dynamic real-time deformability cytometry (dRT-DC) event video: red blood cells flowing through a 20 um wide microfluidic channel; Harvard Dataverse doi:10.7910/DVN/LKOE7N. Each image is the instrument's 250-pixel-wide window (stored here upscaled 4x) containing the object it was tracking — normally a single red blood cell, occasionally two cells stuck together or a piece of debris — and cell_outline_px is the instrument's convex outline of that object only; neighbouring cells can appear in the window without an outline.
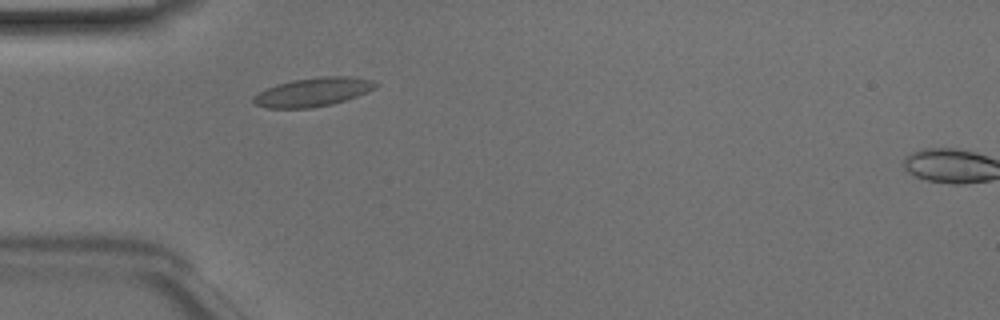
{"species": "Egyptian fruit bat (a non-hibernating species)", "species_latin": "Rousettus aegyptiacus", "temperature_condition": "room temperature", "stored_images_in_passage": 31, "camera_frame_rate_fps": 3000, "um_per_image_px": 0.085, "animal": {"sex": "male"}, "frame": {"image": 1, "passage_image": 1, "time_ms": 0.0, "image_size_px": [1000, 320], "cell_outline_px": [[380, 84], [356, 96], [332, 104], [312, 108], [268, 108], [256, 104], [252, 100], [252, 96], [276, 84], [292, 80], [324, 76], [352, 76], [372, 80]], "centroid_in_image_um": [26.58, 7.82], "position_along_channel_um": 58.4, "area_um2": 20.23}}
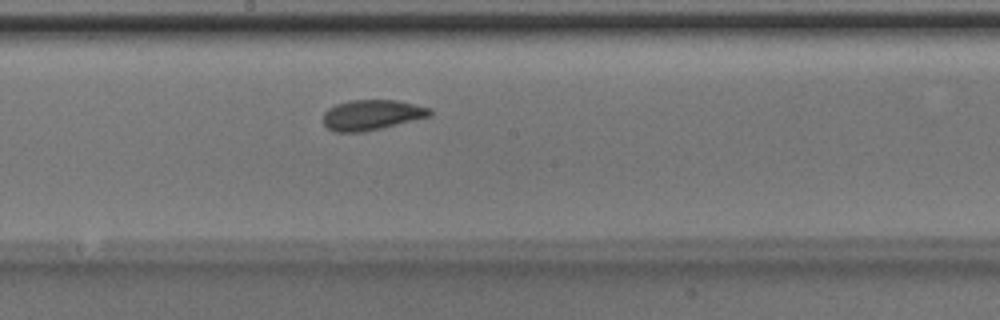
{"frame": {"image": 2, "passage_image": 13, "time_ms": 4.0, "image_size_px": [1000, 320], "cell_outline_px": [[432, 116], [364, 132], [336, 132], [328, 128], [324, 124], [324, 112], [328, 108], [336, 104], [348, 100], [396, 100], [432, 108]], "centroid_in_image_um": [31.61, 9.76], "position_along_channel_um": 216.6, "area_um2": 18.9}}
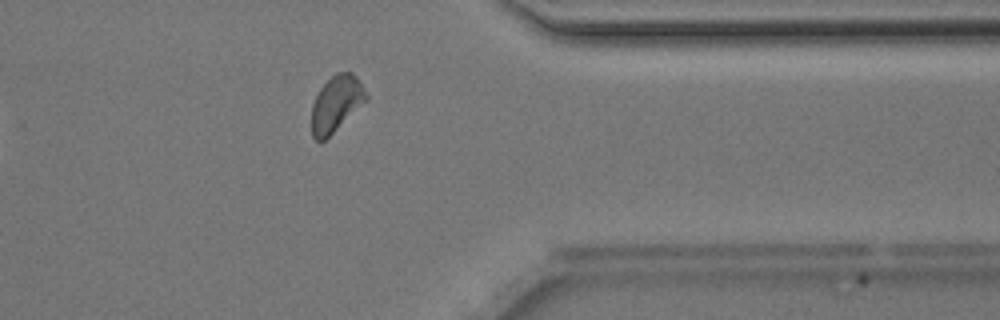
{"frame": {"image": 3, "passage_image": 26, "time_ms": 8.333, "image_size_px": [1000, 320], "cell_outline_px": [[368, 100], [324, 140], [316, 140], [312, 136], [312, 104], [320, 88], [336, 72], [352, 72], [356, 76], [364, 88], [368, 96]], "centroid_in_image_um": [28.59, 8.79], "position_along_channel_um": 382.8, "area_um2": 17.57}, "authors_computed_cell_mechanics": {"area_um2": 17.9758, "velocity_mm_per_s": 4.0569, "shape_relaxation_time_tau1_ms": 3.6853, "shape_relaxation_time_tau2_ms": null, "deformation_change_tau1": 0.1179, "deformation_change_tau2": null}}